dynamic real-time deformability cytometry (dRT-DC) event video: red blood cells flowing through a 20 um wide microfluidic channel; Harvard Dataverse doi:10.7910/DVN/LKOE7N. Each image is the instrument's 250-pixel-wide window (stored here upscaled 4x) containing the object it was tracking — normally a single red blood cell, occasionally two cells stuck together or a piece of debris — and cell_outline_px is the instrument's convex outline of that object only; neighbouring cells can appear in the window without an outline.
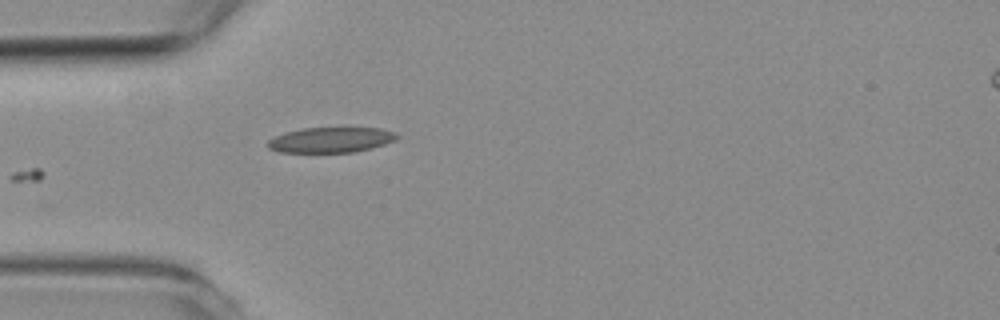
{"species": "common noctule bat (a hibernating species)", "species_latin": "Nyctalus noctula", "temperature_condition": "room temperature", "stored_images_in_passage": 4, "camera_frame_rate_fps": 3000, "um_per_image_px": 0.085, "animal": {"sex": "female", "body_mass_g": 19.3, "forearm_length_mm": 54.1}, "frame": {"image": 1, "passage_image": 4, "time_ms": 3.667, "image_size_px": [1000, 320], "cell_outline_px": [[400, 136], [396, 140], [372, 148], [356, 152], [280, 152], [268, 148], [268, 140], [284, 132], [304, 128], [380, 128], [396, 132]], "centroid_in_image_um": [28.16, 11.89], "position_along_channel_um": 56.8, "area_um2": 19.07}}